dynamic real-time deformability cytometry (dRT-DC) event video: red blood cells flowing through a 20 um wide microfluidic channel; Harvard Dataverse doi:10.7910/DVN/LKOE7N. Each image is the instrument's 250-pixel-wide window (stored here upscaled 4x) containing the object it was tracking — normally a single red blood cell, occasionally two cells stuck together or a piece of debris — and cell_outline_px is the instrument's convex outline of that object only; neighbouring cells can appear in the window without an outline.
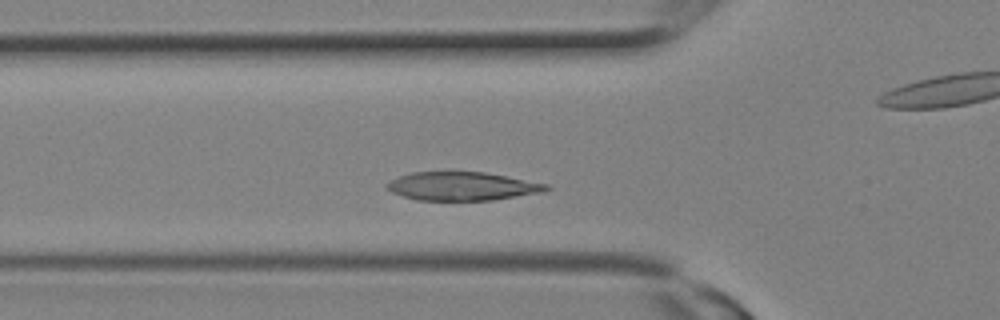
{"species": "Egyptian fruit bat (a non-hibernating species)", "species_latin": "Rousettus aegyptiacus", "temperature_condition": "room temperature", "stored_images_in_passage": 8, "segment_of_instrument_passage": [1, 2], "camera_frame_rate_fps": 3000, "um_per_image_px": 0.085, "animal": {"sex": "female"}, "frame": {"image": 1, "passage_image": 5, "time_ms": 1.333, "image_size_px": [1000, 320], "cell_outline_px": [[552, 188], [544, 192], [492, 200], [416, 200], [392, 192], [384, 184], [400, 176], [412, 172], [484, 172], [548, 184]], "centroid_in_image_um": [39.31, 15.83], "position_along_channel_um": 86.5, "area_um2": 26.24}}
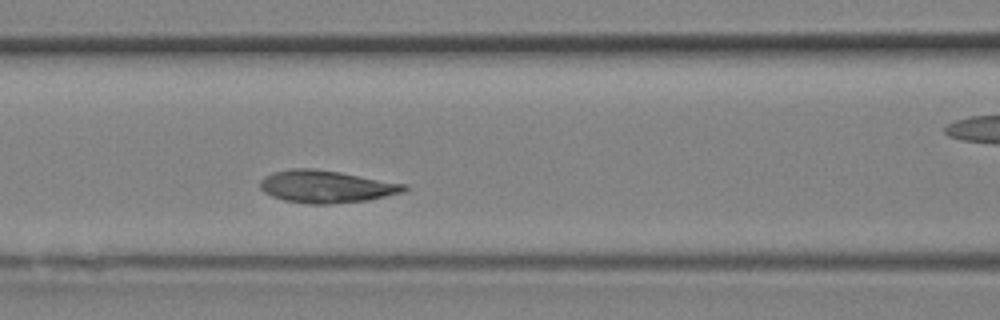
{"frame": {"image": 2, "passage_image": 7, "time_ms": 2.0, "image_size_px": [1000, 320], "cell_outline_px": [[408, 188], [404, 192], [368, 200], [328, 204], [308, 204], [284, 200], [272, 196], [264, 192], [260, 188], [260, 180], [264, 176], [272, 172], [292, 168], [316, 168], [340, 172], [408, 184]], "centroid_in_image_um": [27.73, 15.85], "position_along_channel_um": 138.9, "area_um2": 27.4}}